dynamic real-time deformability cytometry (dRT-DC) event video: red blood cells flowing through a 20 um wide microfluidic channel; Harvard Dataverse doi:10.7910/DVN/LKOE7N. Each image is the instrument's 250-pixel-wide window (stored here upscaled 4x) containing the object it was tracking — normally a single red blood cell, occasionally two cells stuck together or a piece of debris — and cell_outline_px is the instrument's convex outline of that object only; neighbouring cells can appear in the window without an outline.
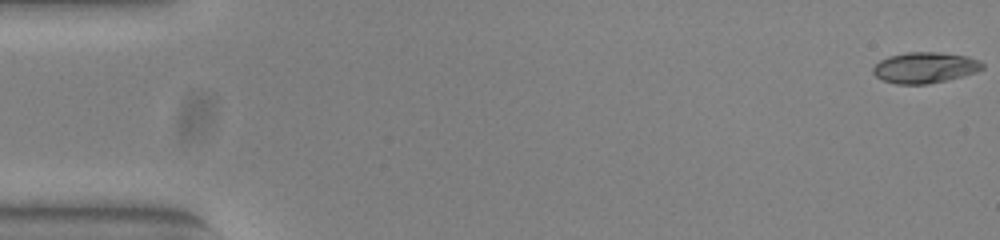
{"species": "common noctule bat (a hibernating species)", "species_latin": "Nyctalus noctula", "temperature_condition": "warm", "stored_images_in_passage": 53, "camera_frame_rate_fps": 3000, "um_per_image_px": 0.085, "animal": {"sex": "female", "body_mass_g": 23.0, "forearm_length_mm": 53.4}, "frame": {"image": 1, "passage_image": 1, "time_ms": 0.0, "image_size_px": [1000, 240], "cell_outline_px": [[984, 68], [976, 72], [928, 84], [896, 84], [884, 80], [876, 76], [872, 72], [872, 68], [880, 60], [888, 56], [908, 52], [936, 52], [968, 56], [980, 60], [984, 64]], "centroid_in_image_um": [78.61, 5.74], "position_along_channel_um": 6.4, "area_um2": 19.59}}
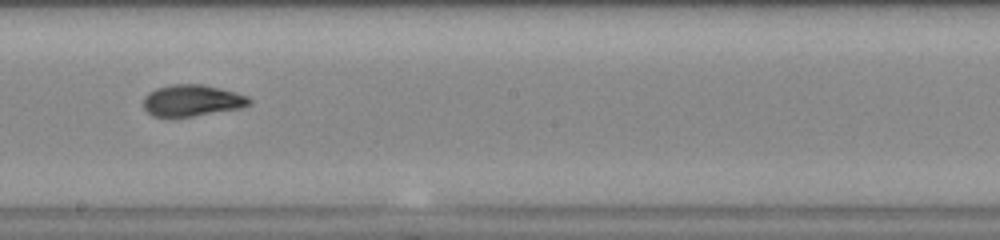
{"frame": {"image": 2, "passage_image": 30, "time_ms": 9.667, "image_size_px": [1000, 240], "cell_outline_px": [[252, 104], [240, 108], [192, 116], [152, 116], [144, 108], [144, 96], [148, 92], [156, 88], [172, 84], [204, 84], [236, 92], [248, 96], [252, 100]], "centroid_in_image_um": [16.34, 8.52], "position_along_channel_um": 231.9, "area_um2": 19.42}}
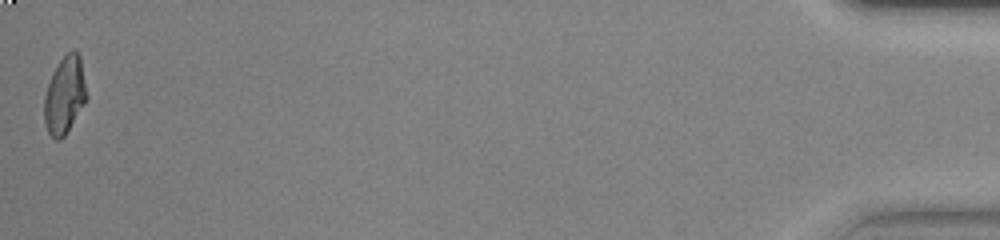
{"frame": {"image": 3, "passage_image": 53, "time_ms": 17.333, "image_size_px": [1000, 240], "cell_outline_px": [[88, 96], [84, 104], [64, 136], [60, 140], [56, 140], [48, 132], [44, 124], [44, 96], [52, 72], [60, 60], [72, 48], [80, 56]], "centroid_in_image_um": [5.49, 8.08], "position_along_channel_um": 429.7, "area_um2": 19.07}, "authors_computed_cell_mechanics": {"area_um2": 19.4208, "velocity_mm_per_s": 3.8911, "shape_relaxation_time_tau1_ms": 7.1789, "shape_relaxation_time_tau2_ms": 0.9087, "deformation_change_tau1": 0.3073, "deformation_change_tau2": 0.0638}}